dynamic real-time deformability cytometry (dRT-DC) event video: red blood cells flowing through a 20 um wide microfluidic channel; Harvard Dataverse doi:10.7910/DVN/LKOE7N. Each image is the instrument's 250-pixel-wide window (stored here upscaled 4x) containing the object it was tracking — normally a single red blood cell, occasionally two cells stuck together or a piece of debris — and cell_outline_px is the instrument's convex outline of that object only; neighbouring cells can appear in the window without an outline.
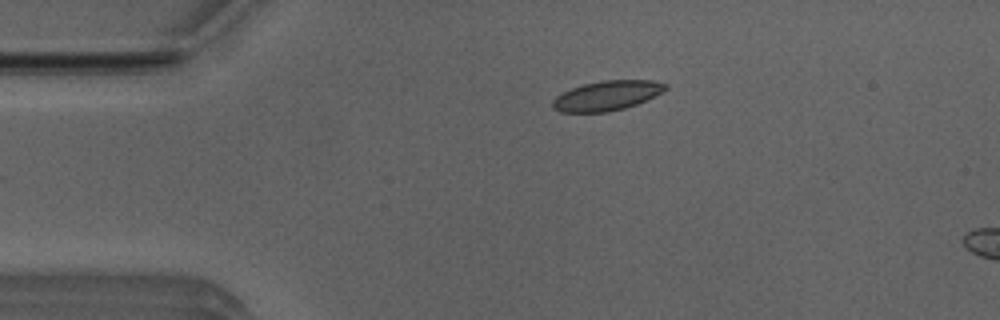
{"species": "Egyptian fruit bat (a non-hibernating species)", "species_latin": "Rousettus aegyptiacus", "temperature_condition": "room temperature", "stored_images_in_passage": 6, "camera_frame_rate_fps": 3000, "um_per_image_px": 0.085, "animal": {"sex": "male"}, "frame": {"image": 1, "passage_image": 2, "time_ms": 0.333, "image_size_px": [1000, 320], "cell_outline_px": [[668, 88], [636, 104], [624, 108], [608, 112], [560, 112], [552, 108], [552, 100], [556, 96], [572, 88], [584, 84], [604, 80], [652, 80], [668, 84]], "centroid_in_image_um": [51.56, 8.13], "position_along_channel_um": 33.4, "area_um2": 19.31}}